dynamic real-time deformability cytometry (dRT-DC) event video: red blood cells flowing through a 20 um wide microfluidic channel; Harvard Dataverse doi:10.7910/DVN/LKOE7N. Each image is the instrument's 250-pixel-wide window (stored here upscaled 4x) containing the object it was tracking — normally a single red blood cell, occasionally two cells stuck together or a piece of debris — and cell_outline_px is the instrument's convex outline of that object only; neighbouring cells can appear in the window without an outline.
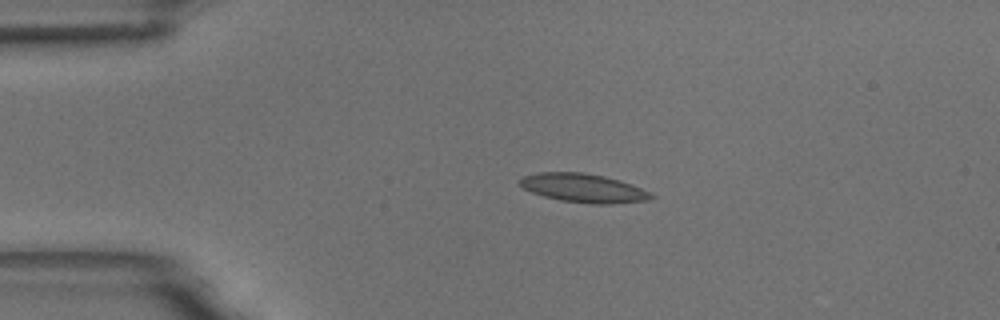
{"species": "common noctule bat (a hibernating species)", "species_latin": "Nyctalus noctula", "temperature_condition": "room temperature", "stored_images_in_passage": 4, "camera_frame_rate_fps": 3000, "um_per_image_px": 0.085, "animal": {"sex": "male", "body_mass_g": 18.8}, "frame": {"image": 1, "passage_image": 3, "time_ms": 2.333, "image_size_px": [1000, 320], "cell_outline_px": [[656, 196], [648, 200], [612, 204], [592, 204], [560, 200], [544, 196], [532, 192], [524, 188], [520, 184], [520, 180], [524, 176], [540, 172], [584, 172], [604, 176], [620, 180], [632, 184], [652, 192]], "centroid_in_image_um": [49.66, 15.99], "position_along_channel_um": 35.3, "area_um2": 22.02}}
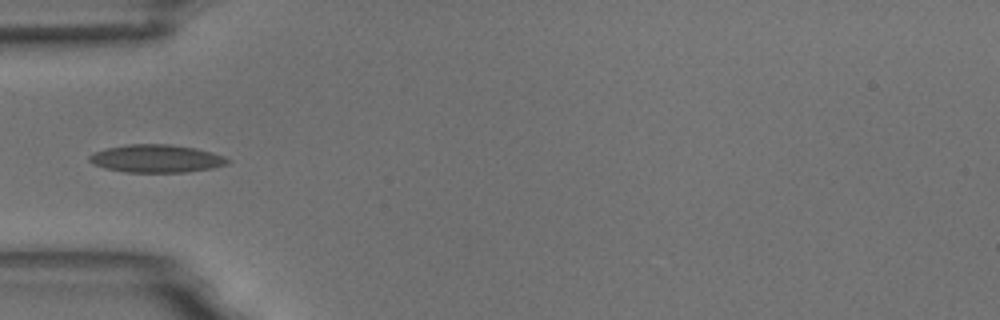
{"frame": {"image": 2, "passage_image": 4, "time_ms": 4.333, "image_size_px": [1000, 320], "cell_outline_px": [[232, 160], [228, 164], [212, 168], [188, 172], [124, 172], [104, 168], [92, 164], [88, 160], [88, 156], [92, 152], [108, 148], [128, 144], [168, 144], [196, 148], [212, 152], [224, 156]], "centroid_in_image_um": [13.29, 13.48], "position_along_channel_um": 71.7, "area_um2": 22.66}}